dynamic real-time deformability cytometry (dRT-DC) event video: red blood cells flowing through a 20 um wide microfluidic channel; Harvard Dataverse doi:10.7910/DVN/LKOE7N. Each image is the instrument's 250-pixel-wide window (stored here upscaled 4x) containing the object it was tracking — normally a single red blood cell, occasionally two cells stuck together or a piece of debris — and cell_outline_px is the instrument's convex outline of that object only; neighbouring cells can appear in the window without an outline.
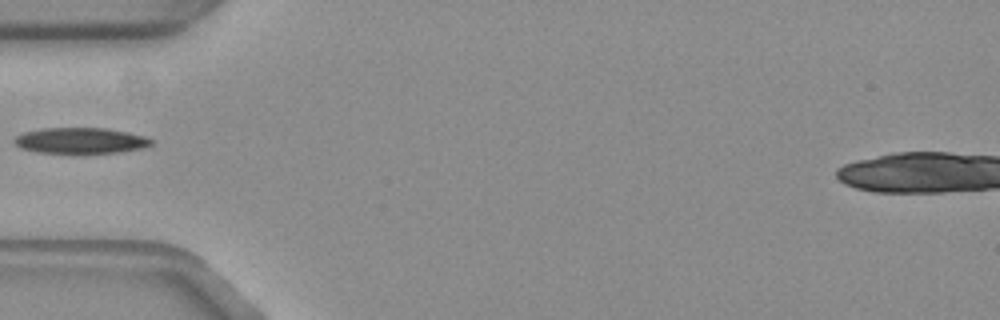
{"species": "common noctule bat (a hibernating species)", "species_latin": "Nyctalus noctula", "temperature_condition": "warm", "stored_images_in_passage": 37, "camera_frame_rate_fps": 3000, "um_per_image_px": 0.085, "animal": {"sex": "female", "body_mass_g": 19.3, "forearm_length_mm": 54.1}, "frame": {"image": 1, "passage_image": 1, "time_ms": 0.0, "image_size_px": [1000, 320], "cell_outline_px": [[152, 144], [144, 148], [116, 152], [40, 152], [20, 148], [12, 140], [16, 136], [24, 132], [44, 128], [104, 128], [128, 132], [144, 136], [152, 140]], "centroid_in_image_um": [6.84, 11.93], "position_along_channel_um": 78.2, "area_um2": 20.23}}
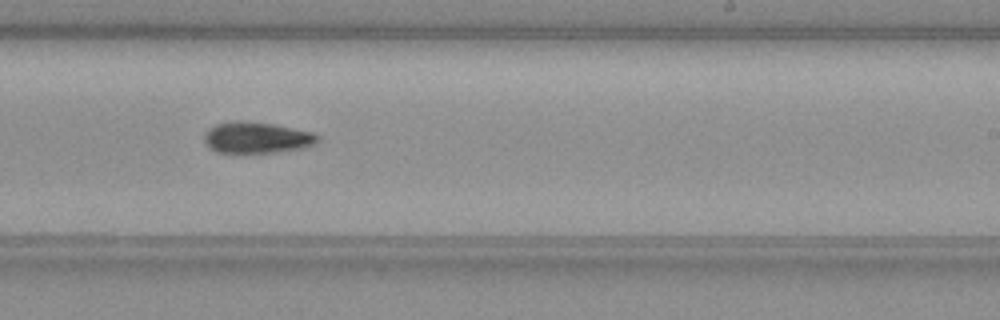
{"frame": {"image": 2, "passage_image": 16, "time_ms": 5.0, "image_size_px": [1000, 320], "cell_outline_px": [[320, 140], [316, 144], [300, 148], [280, 152], [216, 152], [204, 140], [204, 136], [208, 128], [216, 124], [236, 120], [272, 124], [312, 132], [320, 136]], "centroid_in_image_um": [21.85, 11.69], "position_along_channel_um": 267.2, "area_um2": 20.4}}
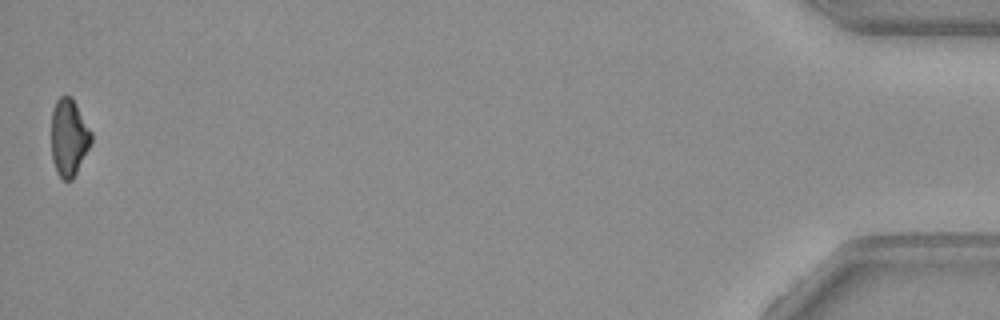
{"frame": {"image": 3, "passage_image": 37, "time_ms": 12.0, "image_size_px": [1000, 320], "cell_outline_px": [[92, 140], [72, 180], [60, 180], [56, 172], [52, 160], [52, 112], [56, 100], [60, 96], [72, 96], [92, 132]], "centroid_in_image_um": [5.85, 11.68], "position_along_channel_um": 429.4, "area_um2": 17.92}}